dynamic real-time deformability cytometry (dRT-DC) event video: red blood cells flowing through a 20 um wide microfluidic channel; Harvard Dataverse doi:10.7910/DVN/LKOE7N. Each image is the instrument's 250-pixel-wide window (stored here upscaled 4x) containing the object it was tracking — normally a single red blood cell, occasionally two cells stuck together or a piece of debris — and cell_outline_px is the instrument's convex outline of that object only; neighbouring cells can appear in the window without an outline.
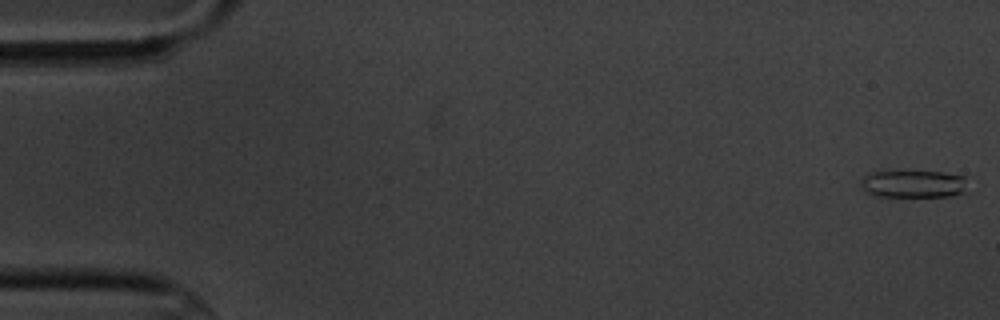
{"species": "common noctule bat (a hibernating species)", "species_latin": "Nyctalus noctula", "temperature_condition": "cold", "stored_images_in_passage": 5, "camera_frame_rate_fps": 3000, "um_per_image_px": 0.085, "animal": {"sex": "male", "body_mass_g": 20.1, "forearm_length_mm": 53.5}, "frame": {"image": 1, "passage_image": 1, "time_ms": 0.0, "image_size_px": [1000, 320], "cell_outline_px": [[964, 192], [952, 196], [876, 196], [864, 192], [860, 188], [860, 180], [864, 176], [872, 172], [944, 172], [964, 176]], "centroid_in_image_um": [77.56, 15.64], "position_along_channel_um": 7.4, "area_um2": 16.94}}
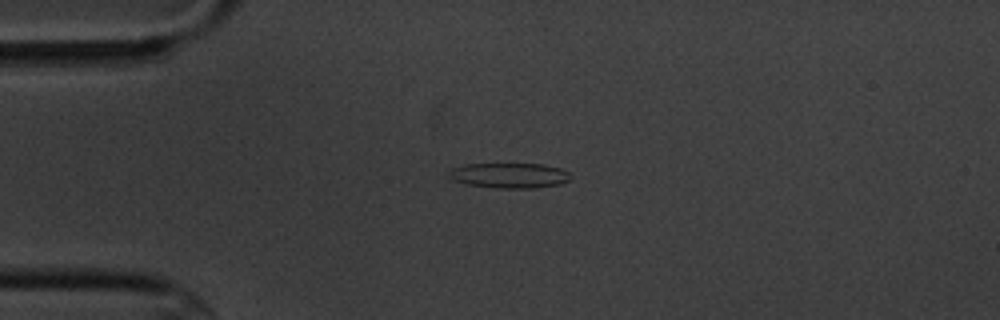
{"frame": {"image": 2, "passage_image": 4, "time_ms": 4.333, "image_size_px": [1000, 320], "cell_outline_px": [[568, 180], [560, 184], [532, 188], [500, 188], [468, 184], [452, 180], [448, 176], [448, 172], [452, 168], [464, 164], [544, 164], [560, 168], [568, 172]], "centroid_in_image_um": [43.26, 14.9], "position_along_channel_um": 41.7, "area_um2": 17.69}}